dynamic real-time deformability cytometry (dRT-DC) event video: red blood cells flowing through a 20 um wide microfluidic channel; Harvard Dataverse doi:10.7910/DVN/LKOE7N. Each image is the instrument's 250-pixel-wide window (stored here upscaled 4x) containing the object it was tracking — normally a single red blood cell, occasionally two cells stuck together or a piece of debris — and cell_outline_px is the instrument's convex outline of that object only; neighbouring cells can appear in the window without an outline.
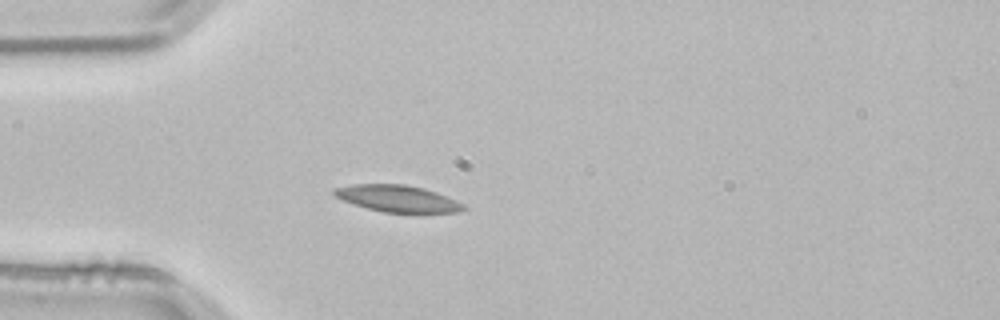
{"species": "common noctule bat (a hibernating species)", "species_latin": "Nyctalus noctula", "temperature_condition": "room temperature", "stored_images_in_passage": 3, "camera_frame_rate_fps": 3000, "um_per_image_px": 0.085, "animal": {"sex": "male", "body_mass_g": 21.5, "forearm_length_mm": 52.0}, "frame": {"image": 1, "passage_image": 3, "time_ms": 0.667, "image_size_px": [1000, 320], "cell_outline_px": [[468, 208], [460, 212], [384, 212], [368, 208], [344, 200], [336, 196], [332, 192], [336, 188], [352, 184], [404, 184], [424, 188], [436, 192], [456, 200], [464, 204]], "centroid_in_image_um": [33.84, 16.87], "position_along_channel_um": 51.2, "area_um2": 19.83}}